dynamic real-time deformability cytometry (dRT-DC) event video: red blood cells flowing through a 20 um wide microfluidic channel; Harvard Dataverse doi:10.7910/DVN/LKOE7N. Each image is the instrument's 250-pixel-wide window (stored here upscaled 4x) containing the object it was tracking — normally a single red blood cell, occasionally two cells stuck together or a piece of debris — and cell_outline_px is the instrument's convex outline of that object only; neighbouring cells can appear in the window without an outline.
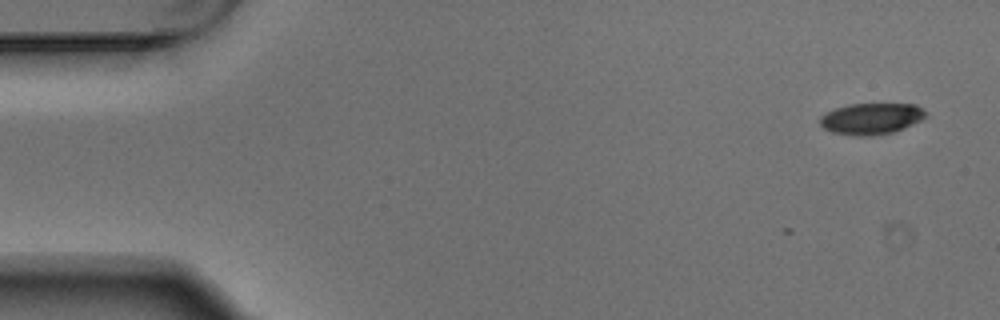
{"species": "Egyptian fruit bat (a non-hibernating species)", "species_latin": "Rousettus aegyptiacus", "temperature_condition": "warm", "stored_images_in_passage": 2, "camera_frame_rate_fps": 3000, "um_per_image_px": 0.085, "animal": {"sex": "male"}, "frame": {"image": 1, "passage_image": 2, "time_ms": 0.333, "image_size_px": [1000, 320], "cell_outline_px": [[928, 116], [904, 128], [892, 132], [872, 136], [856, 136], [832, 132], [824, 128], [820, 124], [820, 116], [824, 112], [848, 104], [916, 104], [924, 108]], "centroid_in_image_um": [74.06, 10.08], "position_along_channel_um": 10.9, "area_um2": 19.42}}